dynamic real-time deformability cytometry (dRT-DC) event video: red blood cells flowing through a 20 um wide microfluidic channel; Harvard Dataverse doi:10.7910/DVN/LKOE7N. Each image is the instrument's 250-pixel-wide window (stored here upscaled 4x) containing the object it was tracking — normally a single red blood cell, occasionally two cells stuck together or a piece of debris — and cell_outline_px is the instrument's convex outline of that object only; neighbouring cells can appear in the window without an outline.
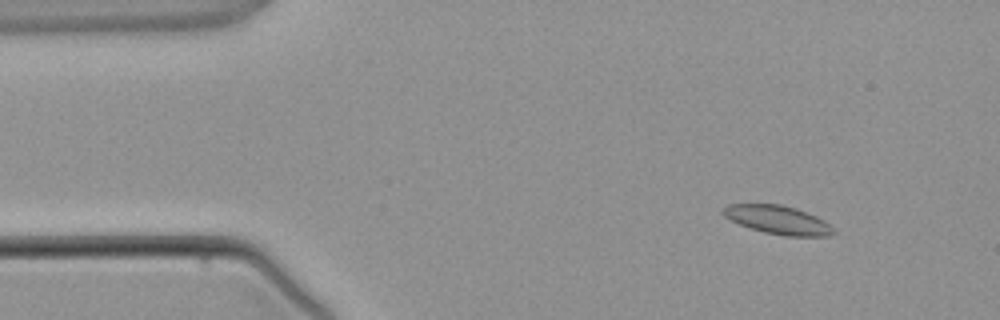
{"species": "common noctule bat (a hibernating species)", "species_latin": "Nyctalus noctula", "temperature_condition": "warm", "stored_images_in_passage": 4, "camera_frame_rate_fps": 3000, "um_per_image_px": 0.085, "animal": {"sex": "male", "body_mass_g": 21.5, "forearm_length_mm": 52.0}, "frame": {"image": 1, "passage_image": 1, "time_ms": 0.0, "image_size_px": [1000, 320], "cell_outline_px": [[836, 232], [828, 236], [784, 236], [764, 232], [740, 224], [724, 216], [720, 212], [728, 204], [780, 204], [796, 208], [816, 216], [824, 220], [836, 228]], "centroid_in_image_um": [66.16, 18.69], "position_along_channel_um": 18.8, "area_um2": 18.38}}
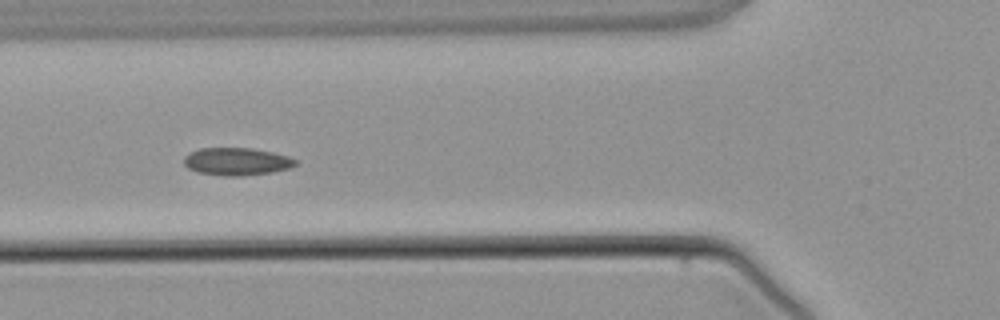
{"frame": {"image": 2, "passage_image": 4, "time_ms": 3.667, "image_size_px": [1000, 320], "cell_outline_px": [[296, 164], [292, 168], [272, 172], [240, 176], [224, 176], [196, 172], [188, 168], [184, 164], [184, 156], [200, 148], [252, 148], [272, 152], [288, 156], [296, 160]], "centroid_in_image_um": [20.12, 13.73], "position_along_channel_um": 105.7, "area_um2": 17.98}}